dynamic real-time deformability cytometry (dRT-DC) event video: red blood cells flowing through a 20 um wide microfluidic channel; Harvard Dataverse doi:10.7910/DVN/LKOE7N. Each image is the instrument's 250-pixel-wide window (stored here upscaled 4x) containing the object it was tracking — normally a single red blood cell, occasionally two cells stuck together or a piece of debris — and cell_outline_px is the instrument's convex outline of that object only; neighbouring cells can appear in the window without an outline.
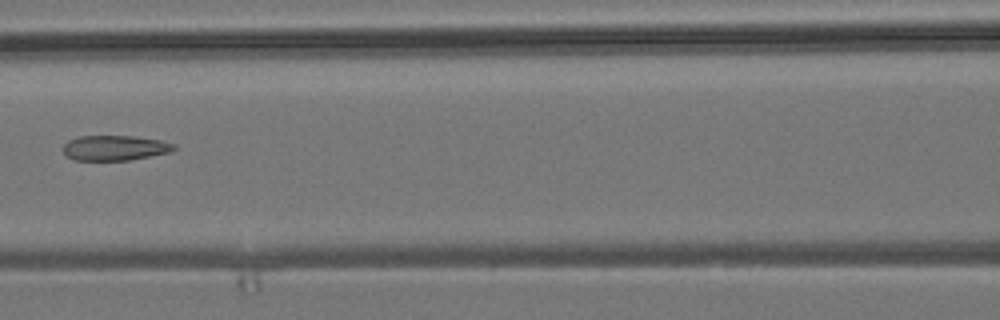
{"species": "common noctule bat (a hibernating species)", "species_latin": "Nyctalus noctula", "temperature_condition": "room temperature", "stored_images_in_passage": 6, "camera_frame_rate_fps": 3000, "um_per_image_px": 0.085, "animal": {"sex": "male", "body_mass_g": 19.2, "forearm_length_mm": 51.8}, "frame": {"image": 1, "passage_image": 6, "time_ms": 5.667, "image_size_px": [1000, 320], "cell_outline_px": [[176, 148], [172, 152], [128, 160], [72, 160], [64, 152], [64, 144], [68, 140], [80, 136], [136, 136], [160, 140], [176, 144]], "centroid_in_image_um": [9.79, 12.57], "position_along_channel_um": 156.8, "area_um2": 16.24}}